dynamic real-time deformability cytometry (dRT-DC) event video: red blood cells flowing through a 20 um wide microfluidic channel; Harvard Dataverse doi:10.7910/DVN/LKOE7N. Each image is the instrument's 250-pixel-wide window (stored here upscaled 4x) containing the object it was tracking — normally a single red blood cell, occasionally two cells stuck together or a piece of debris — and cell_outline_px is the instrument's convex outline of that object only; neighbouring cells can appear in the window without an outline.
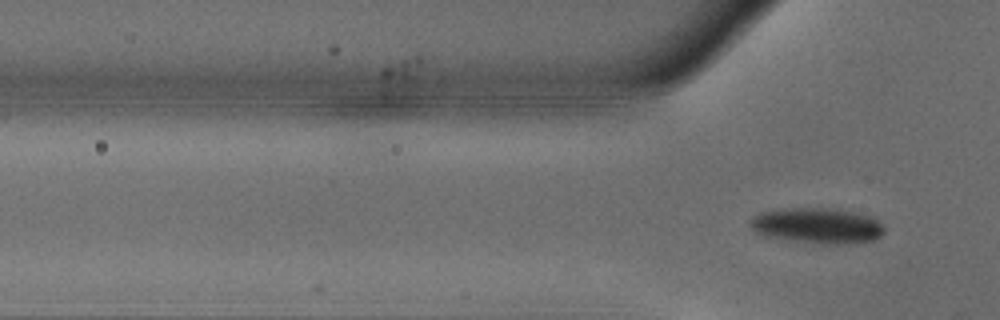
{"species": "common noctule bat (a hibernating species)", "species_latin": "Nyctalus noctula", "temperature_condition": "warm", "stored_images_in_passage": 3, "camera_frame_rate_fps": 3000, "um_per_image_px": 0.085, "animal": {"sex": "male", "body_mass_g": 18.8}, "frame": {"image": 1, "passage_image": 3, "time_ms": 0.667, "image_size_px": [1000, 320], "cell_outline_px": [[884, 232], [880, 236], [872, 240], [856, 244], [832, 244], [788, 240], [768, 236], [756, 232], [748, 224], [748, 220], [752, 216], [760, 212], [784, 208], [820, 208], [852, 212], [868, 216], [876, 220], [884, 228]], "centroid_in_image_um": [69.42, 19.19], "position_along_channel_um": 56.4, "area_um2": 27.57}}